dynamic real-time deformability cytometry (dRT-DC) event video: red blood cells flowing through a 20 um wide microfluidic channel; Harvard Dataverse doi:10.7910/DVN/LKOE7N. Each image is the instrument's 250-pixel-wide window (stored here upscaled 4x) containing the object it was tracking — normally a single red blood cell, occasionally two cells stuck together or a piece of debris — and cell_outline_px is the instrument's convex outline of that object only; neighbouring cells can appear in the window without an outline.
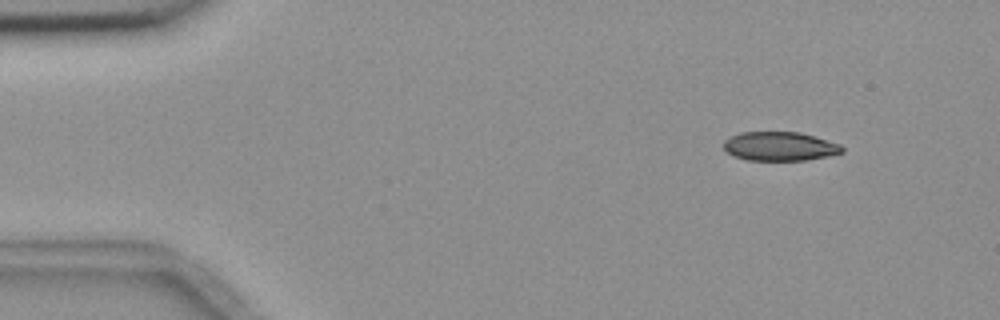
{"species": "common noctule bat (a hibernating species)", "species_latin": "Nyctalus noctula", "temperature_condition": "room temperature", "stored_images_in_passage": 2, "camera_frame_rate_fps": 3000, "um_per_image_px": 0.085, "animal": {"sex": "female", "body_mass_g": 18.4}, "frame": {"image": 1, "passage_image": 2, "time_ms": 1.333, "image_size_px": [1000, 320], "cell_outline_px": [[844, 152], [828, 156], [804, 160], [748, 160], [732, 156], [724, 148], [724, 140], [740, 132], [800, 132], [840, 144], [844, 148]], "centroid_in_image_um": [66.28, 12.44], "position_along_channel_um": 18.7, "area_um2": 19.94}}